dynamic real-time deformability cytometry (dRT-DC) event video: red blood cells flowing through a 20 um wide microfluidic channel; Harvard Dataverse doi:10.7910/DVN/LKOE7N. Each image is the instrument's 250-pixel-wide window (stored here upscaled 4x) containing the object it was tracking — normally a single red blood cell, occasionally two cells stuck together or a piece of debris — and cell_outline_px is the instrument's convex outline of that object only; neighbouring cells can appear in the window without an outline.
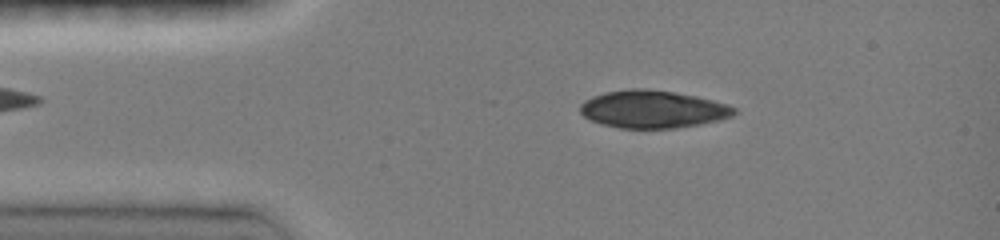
{"species": "common noctule bat (a hibernating species)", "species_latin": "Nyctalus noctula", "temperature_condition": "room temperature", "stored_images_in_passage": 54, "camera_frame_rate_fps": 3000, "um_per_image_px": 0.085, "animal": {"sex": "female", "body_mass_g": 19.0, "forearm_length_mm": 51.5}, "frame": {"image": 1, "passage_image": 7, "time_ms": 2.0, "image_size_px": [1000, 240], "cell_outline_px": [[740, 112], [732, 116], [720, 120], [700, 124], [676, 128], [620, 128], [588, 120], [580, 112], [580, 104], [584, 100], [592, 96], [604, 92], [628, 88], [644, 88], [672, 92], [696, 96], [728, 104], [736, 108]], "centroid_in_image_um": [55.49, 9.28], "position_along_channel_um": 29.5, "area_um2": 33.99}}